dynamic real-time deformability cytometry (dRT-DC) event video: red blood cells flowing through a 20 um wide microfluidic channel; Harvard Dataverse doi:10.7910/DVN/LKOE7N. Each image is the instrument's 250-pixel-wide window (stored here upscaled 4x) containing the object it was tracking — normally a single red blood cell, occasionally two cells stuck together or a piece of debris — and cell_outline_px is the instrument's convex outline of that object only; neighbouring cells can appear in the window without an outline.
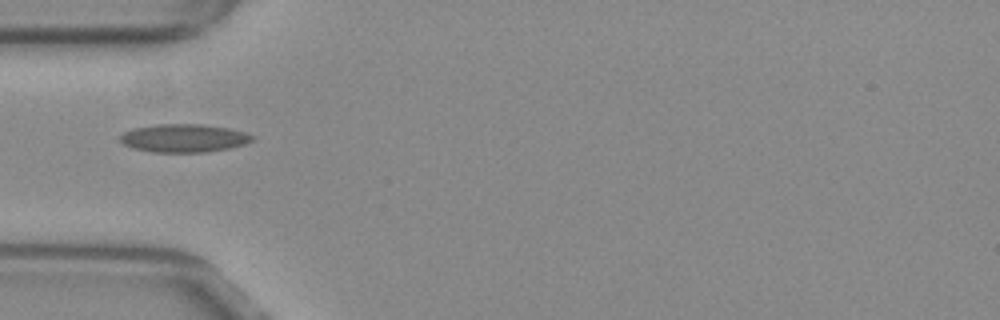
{"species": "common noctule bat (a hibernating species)", "species_latin": "Nyctalus noctula", "temperature_condition": "warm", "stored_images_in_passage": 9, "camera_frame_rate_fps": 3000, "um_per_image_px": 0.085, "animal": {"sex": "female", "body_mass_g": 29.2, "forearm_length_mm": 56.3}, "frame": {"image": 1, "passage_image": 1, "time_ms": 0.0, "image_size_px": [1000, 320], "cell_outline_px": [[252, 140], [244, 144], [228, 148], [204, 152], [152, 152], [136, 148], [124, 144], [120, 140], [120, 136], [124, 132], [132, 128], [152, 124], [204, 124], [228, 128], [244, 132], [252, 136]], "centroid_in_image_um": [15.59, 11.73], "position_along_channel_um": 69.4, "area_um2": 21.5}}
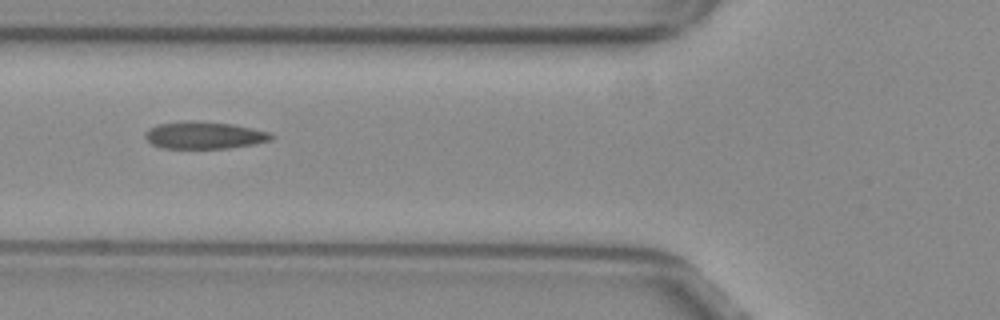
{"frame": {"image": 2, "passage_image": 4, "time_ms": 1.0, "image_size_px": [1000, 320], "cell_outline_px": [[276, 136], [272, 140], [252, 144], [228, 148], [164, 148], [152, 144], [144, 136], [144, 132], [148, 128], [156, 124], [184, 120], [192, 120], [232, 124], [252, 128], [268, 132]], "centroid_in_image_um": [17.33, 11.48], "position_along_channel_um": 108.5, "area_um2": 20.11}}
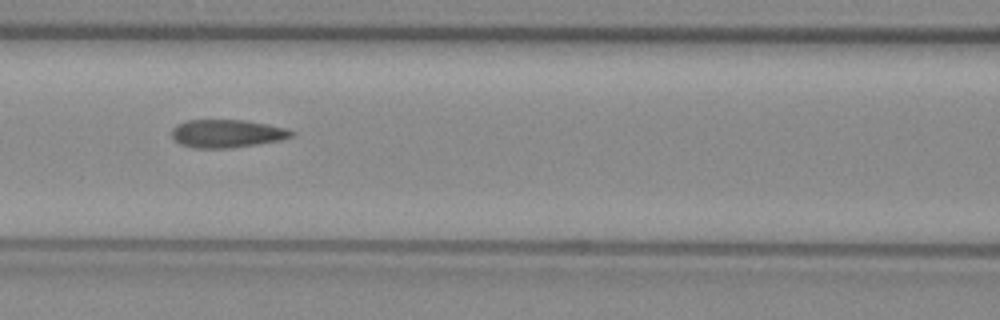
{"frame": {"image": 3, "passage_image": 7, "time_ms": 2.0, "image_size_px": [1000, 320], "cell_outline_px": [[296, 132], [292, 136], [280, 140], [256, 144], [228, 148], [192, 148], [180, 144], [172, 136], [172, 128], [176, 124], [188, 120], [244, 120], [268, 124], [284, 128]], "centroid_in_image_um": [19.26, 11.35], "position_along_channel_um": 147.3, "area_um2": 19.48}}